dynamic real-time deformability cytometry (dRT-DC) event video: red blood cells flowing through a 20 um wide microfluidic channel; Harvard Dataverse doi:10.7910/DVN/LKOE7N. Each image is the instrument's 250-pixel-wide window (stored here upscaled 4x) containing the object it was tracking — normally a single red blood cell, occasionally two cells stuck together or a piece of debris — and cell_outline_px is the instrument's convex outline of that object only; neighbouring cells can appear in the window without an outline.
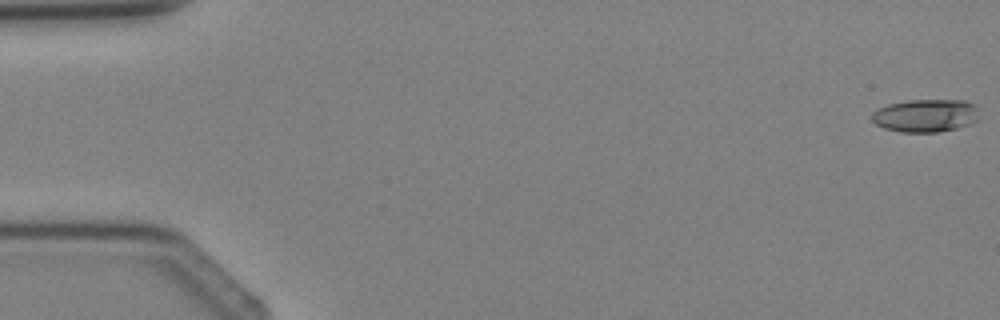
{"species": "Egyptian fruit bat (a non-hibernating species)", "species_latin": "Rousettus aegyptiacus", "temperature_condition": "cold", "stored_images_in_passage": 4, "camera_frame_rate_fps": 3000, "um_per_image_px": 0.085, "animal": {"sex": "female"}, "frame": {"image": 1, "passage_image": 1, "time_ms": 0.0, "image_size_px": [1000, 320], "cell_outline_px": [[976, 120], [972, 124], [956, 128], [936, 132], [900, 132], [884, 128], [876, 124], [872, 120], [872, 112], [888, 104], [908, 100], [964, 100], [972, 104], [976, 108]], "centroid_in_image_um": [78.64, 9.83], "position_along_channel_um": 6.4, "area_um2": 20.4}}